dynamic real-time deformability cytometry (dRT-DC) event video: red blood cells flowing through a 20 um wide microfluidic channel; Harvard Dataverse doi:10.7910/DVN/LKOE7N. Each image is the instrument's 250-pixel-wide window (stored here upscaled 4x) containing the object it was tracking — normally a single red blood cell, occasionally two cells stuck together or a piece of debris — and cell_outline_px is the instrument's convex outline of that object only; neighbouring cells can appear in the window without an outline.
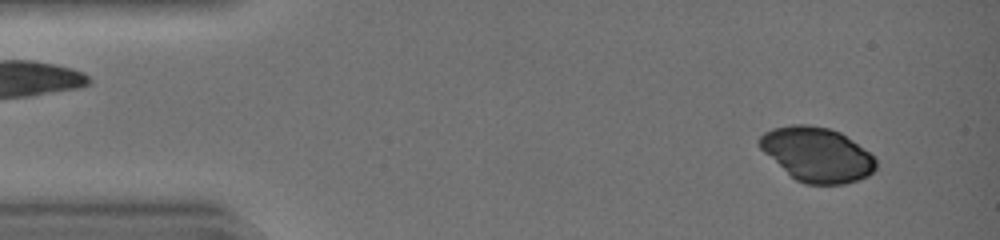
{"species": "common noctule bat (a hibernating species)", "species_latin": "Nyctalus noctula", "temperature_condition": "warm", "stored_images_in_passage": 42, "camera_frame_rate_fps": 3000, "um_per_image_px": 0.085, "animal": {"sex": "female", "body_mass_g": 19.0, "forearm_length_mm": 51.5}, "frame": {"image": 1, "passage_image": 3, "time_ms": 0.667, "image_size_px": [1000, 240], "cell_outline_px": [[876, 168], [868, 176], [860, 180], [844, 184], [804, 184], [796, 180], [764, 152], [760, 148], [760, 136], [764, 132], [772, 128], [792, 124], [804, 124], [828, 128], [840, 132], [868, 152], [876, 160]], "centroid_in_image_um": [69.45, 13.13], "position_along_channel_um": 15.6, "area_um2": 36.47}}